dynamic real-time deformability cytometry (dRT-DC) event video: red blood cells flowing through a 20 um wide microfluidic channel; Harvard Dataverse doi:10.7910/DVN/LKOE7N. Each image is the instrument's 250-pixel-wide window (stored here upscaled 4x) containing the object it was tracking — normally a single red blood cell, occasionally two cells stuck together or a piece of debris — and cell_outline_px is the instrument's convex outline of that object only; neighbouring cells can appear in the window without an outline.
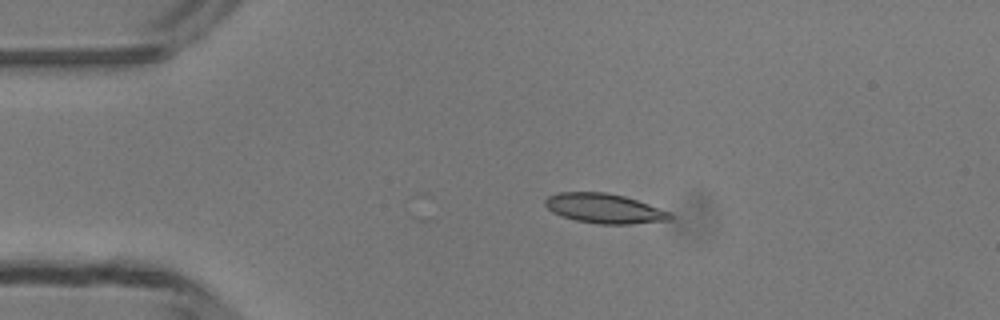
{"species": "common noctule bat (a hibernating species)", "species_latin": "Nyctalus noctula", "temperature_condition": "room temperature", "stored_images_in_passage": 2, "camera_frame_rate_fps": 3000, "um_per_image_px": 0.085, "animal": {"sex": "male", "body_mass_g": 13.3}, "frame": {"image": 1, "passage_image": 1, "time_ms": 0.0, "image_size_px": [1000, 320], "cell_outline_px": [[672, 220], [632, 224], [596, 224], [576, 220], [560, 216], [552, 212], [544, 204], [544, 200], [548, 196], [560, 192], [604, 192], [624, 196], [672, 212]], "centroid_in_image_um": [51.37, 17.73], "position_along_channel_um": 33.6, "area_um2": 21.73}}